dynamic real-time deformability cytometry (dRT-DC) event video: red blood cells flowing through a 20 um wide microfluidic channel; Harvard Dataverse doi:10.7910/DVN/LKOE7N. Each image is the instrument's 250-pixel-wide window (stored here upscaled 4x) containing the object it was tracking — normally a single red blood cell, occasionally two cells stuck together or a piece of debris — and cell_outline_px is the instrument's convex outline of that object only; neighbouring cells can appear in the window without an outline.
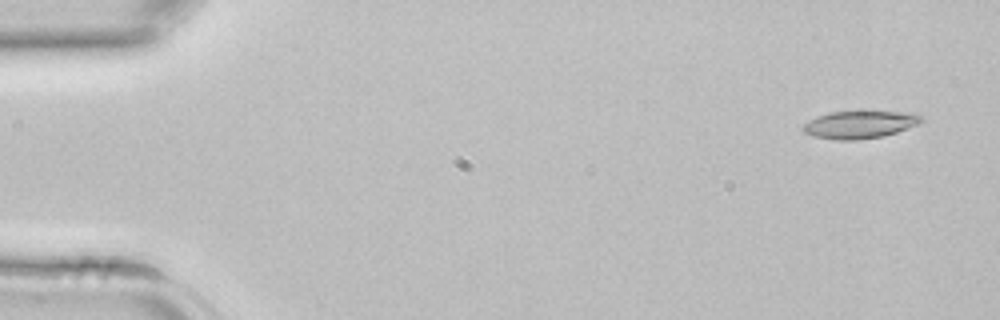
{"species": "common noctule bat (a hibernating species)", "species_latin": "Nyctalus noctula", "temperature_condition": "room temperature", "stored_images_in_passage": 43, "camera_frame_rate_fps": 3000, "um_per_image_px": 0.085, "animal": {"sex": "female", "body_mass_g": 22.7, "forearm_length_mm": 54.2}, "frame": {"image": 1, "passage_image": 3, "time_ms": 0.667, "image_size_px": [1000, 320], "cell_outline_px": [[924, 120], [920, 124], [884, 136], [856, 140], [836, 140], [816, 136], [804, 132], [800, 128], [804, 124], [816, 116], [832, 112], [916, 112], [924, 116]], "centroid_in_image_um": [73.14, 10.59], "position_along_channel_um": 11.9, "area_um2": 19.02}}
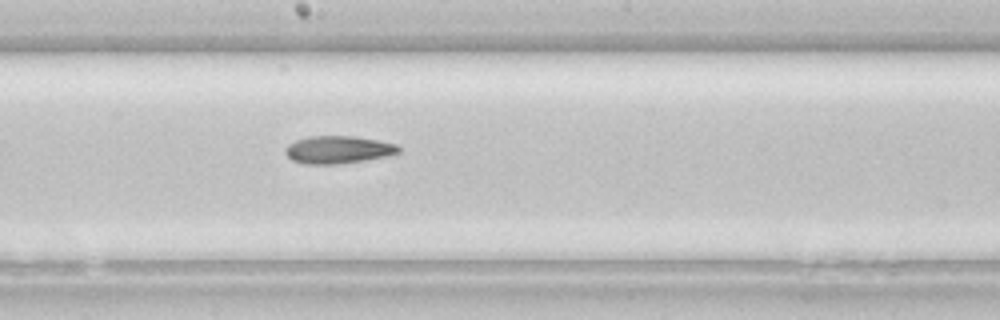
{"frame": {"image": 2, "passage_image": 24, "time_ms": 7.667, "image_size_px": [1000, 320], "cell_outline_px": [[400, 152], [388, 156], [364, 160], [336, 164], [304, 164], [292, 160], [284, 152], [284, 148], [288, 144], [296, 140], [308, 136], [352, 136], [376, 140], [396, 144], [400, 148]], "centroid_in_image_um": [28.71, 12.72], "position_along_channel_um": 219.5, "area_um2": 18.21}}
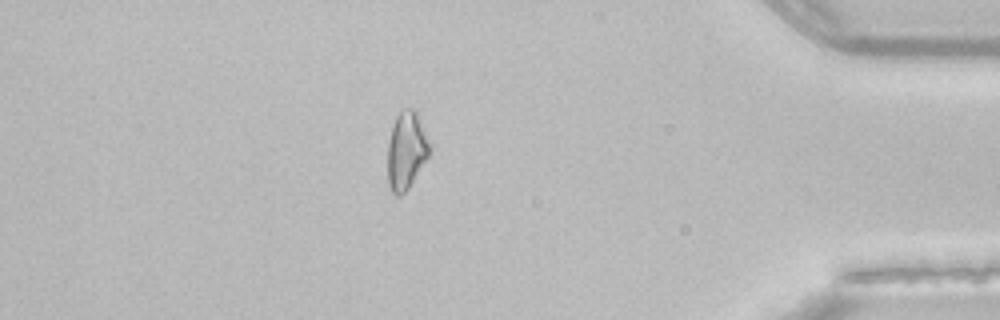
{"frame": {"image": 3, "passage_image": 38, "time_ms": 12.333, "image_size_px": [1000, 320], "cell_outline_px": [[432, 144], [428, 156], [408, 188], [400, 196], [396, 196], [392, 192], [388, 184], [388, 140], [392, 124], [400, 108], [412, 108], [416, 112]], "centroid_in_image_um": [34.53, 12.75], "position_along_channel_um": 400.7, "area_um2": 19.13}}